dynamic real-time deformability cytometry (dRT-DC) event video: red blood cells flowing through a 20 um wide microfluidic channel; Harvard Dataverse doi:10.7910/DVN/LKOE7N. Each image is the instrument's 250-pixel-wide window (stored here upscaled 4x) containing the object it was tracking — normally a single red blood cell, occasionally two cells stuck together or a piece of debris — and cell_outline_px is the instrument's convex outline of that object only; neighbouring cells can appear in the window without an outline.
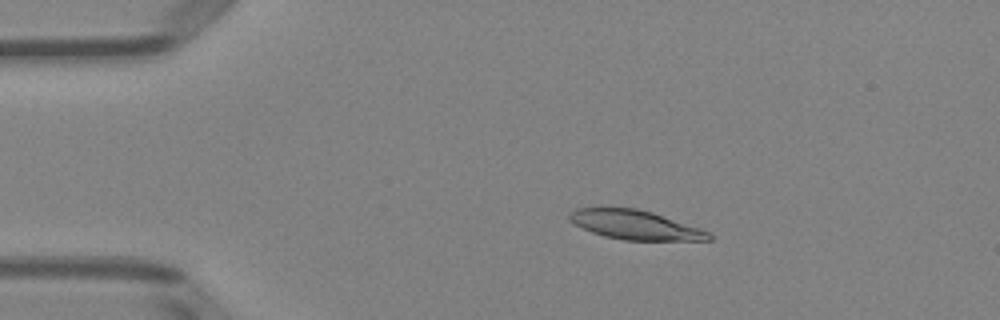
{"species": "Egyptian fruit bat (a non-hibernating species)", "species_latin": "Rousettus aegyptiacus", "temperature_condition": "room temperature", "stored_images_in_passage": 50, "camera_frame_rate_fps": 3000, "um_per_image_px": 0.085, "animal": {"sex": "female"}, "frame": {"image": 1, "passage_image": 9, "time_ms": 2.667, "image_size_px": [1000, 320], "cell_outline_px": [[712, 240], [624, 240], [604, 236], [592, 232], [568, 220], [568, 216], [576, 208], [636, 208], [652, 212], [700, 228], [708, 232], [712, 236]], "centroid_in_image_um": [54.0, 19.12], "position_along_channel_um": 31.0, "area_um2": 23.41}}
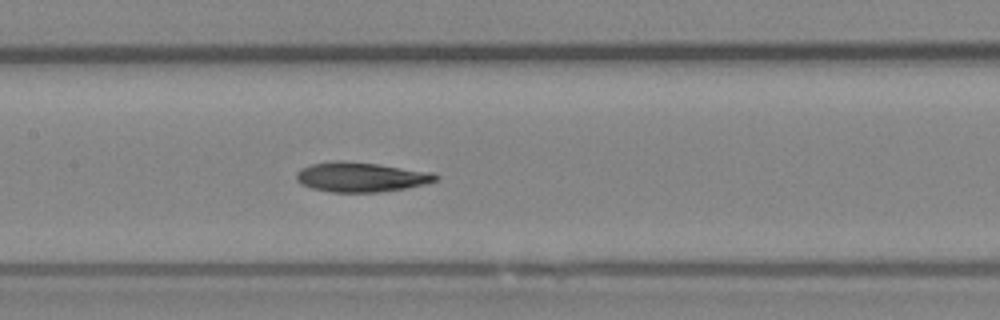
{"frame": {"image": 2, "passage_image": 24, "time_ms": 7.667, "image_size_px": [1000, 320], "cell_outline_px": [[440, 176], [436, 180], [424, 184], [404, 188], [376, 192], [332, 192], [312, 188], [300, 184], [296, 180], [296, 172], [300, 168], [312, 164], [336, 160], [340, 160], [376, 164], [436, 172]], "centroid_in_image_um": [30.67, 15.04], "position_along_channel_um": 176.7, "area_um2": 24.1}}
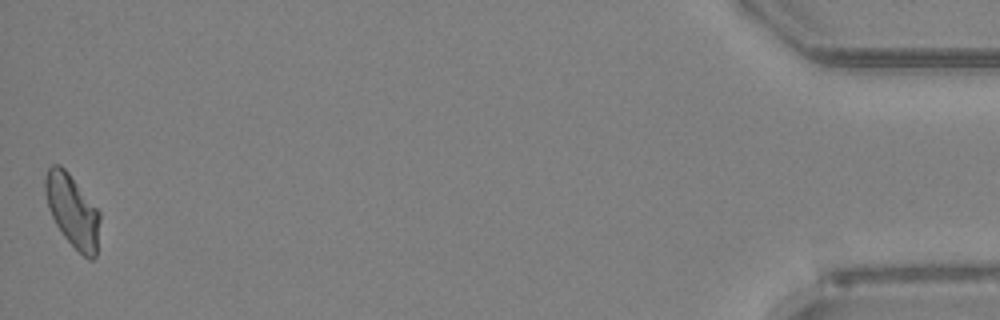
{"frame": {"image": 3, "passage_image": 50, "time_ms": 16.333, "image_size_px": [1000, 320], "cell_outline_px": [[100, 220], [96, 256], [92, 260], [88, 260], [64, 236], [56, 224], [48, 208], [44, 192], [44, 180], [48, 168], [52, 164], [60, 164], [68, 172], [100, 212]], "centroid_in_image_um": [6.15, 17.91], "position_along_channel_um": 429.1, "area_um2": 23.0}, "authors_computed_cell_mechanics": {"area_um2": 23.987, "velocity_mm_per_s": 3.9835, "shape_relaxation_time_tau1_ms": null, "shape_relaxation_time_tau2_ms": 8.9352, "deformation_change_tau1": null, "deformation_change_tau2": 0.1388}}